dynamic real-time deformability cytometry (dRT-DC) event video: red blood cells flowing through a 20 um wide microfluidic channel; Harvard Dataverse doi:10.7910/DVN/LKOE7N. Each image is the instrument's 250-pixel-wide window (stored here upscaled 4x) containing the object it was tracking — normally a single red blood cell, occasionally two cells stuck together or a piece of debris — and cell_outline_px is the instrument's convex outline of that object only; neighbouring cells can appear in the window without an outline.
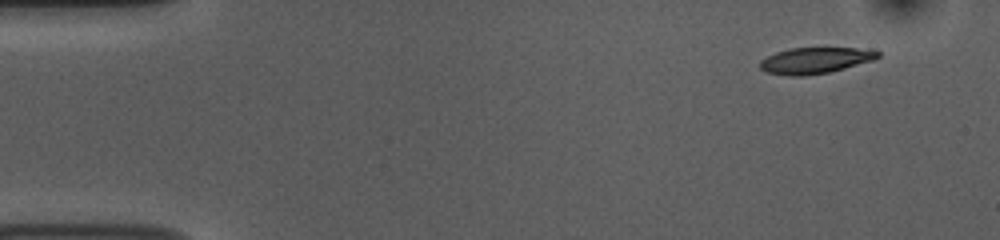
{"species": "common noctule bat (a hibernating species)", "species_latin": "Nyctalus noctula", "temperature_condition": "room temperature", "stored_images_in_passage": 49, "camera_frame_rate_fps": 3000, "um_per_image_px": 0.085, "animal": {"sex": "female", "body_mass_g": 10.0, "forearm_length_mm": 53.1}, "frame": {"image": 1, "passage_image": 1, "time_ms": 0.0, "image_size_px": [1000, 240], "cell_outline_px": [[880, 56], [876, 60], [828, 72], [804, 76], [792, 76], [768, 72], [760, 68], [760, 60], [776, 52], [788, 48], [856, 48], [880, 52]], "centroid_in_image_um": [69.3, 5.13], "position_along_channel_um": 15.7, "area_um2": 17.8}}
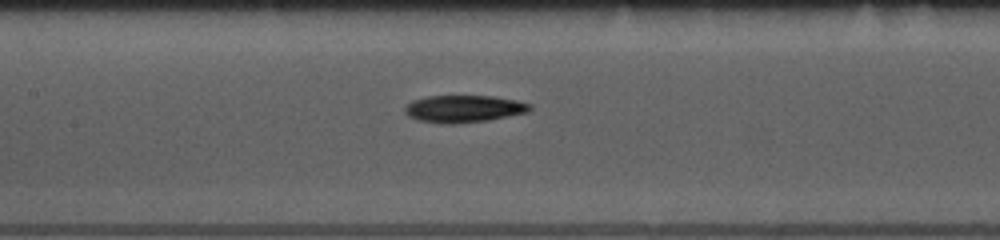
{"frame": {"image": 2, "passage_image": 21, "time_ms": 6.667, "image_size_px": [1000, 240], "cell_outline_px": [[532, 108], [528, 112], [488, 120], [452, 124], [448, 124], [420, 120], [408, 116], [404, 112], [404, 108], [412, 100], [428, 96], [492, 96], [516, 100], [532, 104]], "centroid_in_image_um": [39.43, 9.24], "position_along_channel_um": 168.0, "area_um2": 19.71}}
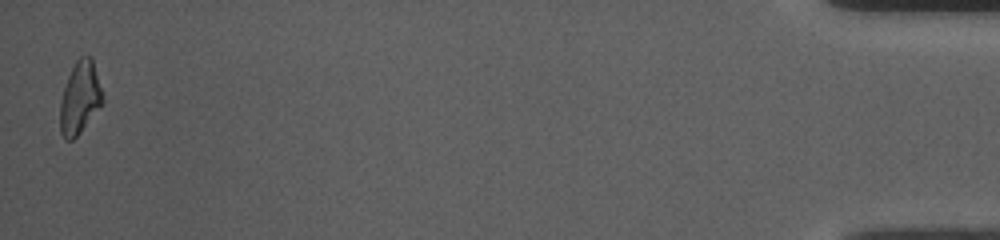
{"frame": {"image": 3, "passage_image": 49, "time_ms": 16.0, "image_size_px": [1000, 240], "cell_outline_px": [[104, 104], [80, 132], [72, 140], [64, 140], [60, 132], [60, 104], [64, 88], [68, 76], [76, 60], [80, 56], [92, 56], [104, 96]], "centroid_in_image_um": [6.82, 8.32], "position_along_channel_um": 428.4, "area_um2": 18.15}, "authors_computed_cell_mechanics": {"area_um2": 18.785, "velocity_mm_per_s": 3.7725, "shape_relaxation_time_tau1_ms": 8.4606, "shape_relaxation_time_tau2_ms": 10.8566, "deformation_change_tau1": 0.2071, "deformation_change_tau2": 0.2337}}